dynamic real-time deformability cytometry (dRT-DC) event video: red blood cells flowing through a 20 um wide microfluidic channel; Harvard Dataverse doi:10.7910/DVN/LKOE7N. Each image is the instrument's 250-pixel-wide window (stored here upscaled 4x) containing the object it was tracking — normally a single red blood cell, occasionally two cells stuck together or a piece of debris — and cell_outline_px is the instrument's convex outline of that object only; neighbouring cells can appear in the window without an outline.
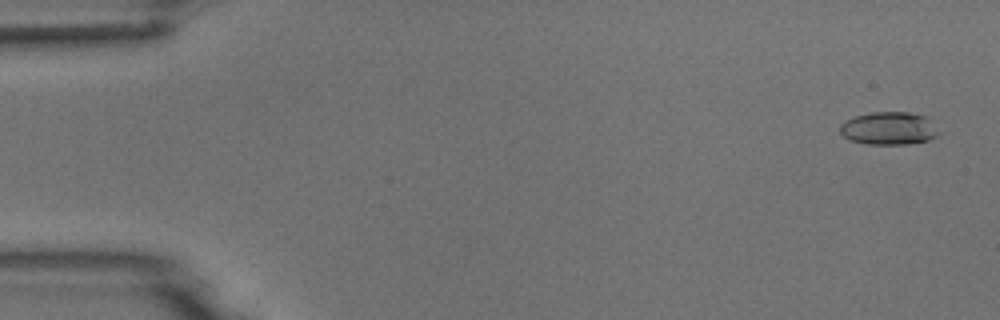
{"species": "common noctule bat (a hibernating species)", "species_latin": "Nyctalus noctula", "temperature_condition": "room temperature", "stored_images_in_passage": 4, "camera_frame_rate_fps": 3000, "um_per_image_px": 0.085, "animal": {"sex": "male", "body_mass_g": 18.8}, "frame": {"image": 1, "passage_image": 1, "time_ms": 0.0, "image_size_px": [1000, 320], "cell_outline_px": [[940, 136], [928, 140], [904, 144], [868, 144], [852, 140], [844, 136], [840, 132], [840, 124], [844, 120], [856, 116], [872, 112], [908, 112], [928, 116], [940, 132]], "centroid_in_image_um": [75.6, 10.9], "position_along_channel_um": 9.4, "area_um2": 19.02}}
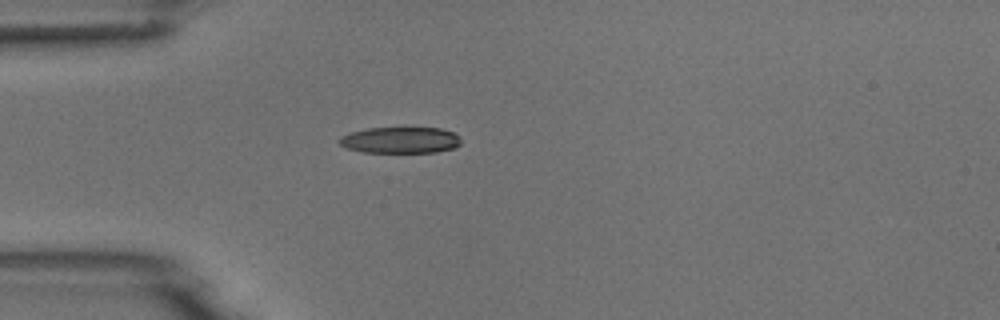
{"frame": {"image": 2, "passage_image": 4, "time_ms": 4.333, "image_size_px": [1000, 320], "cell_outline_px": [[460, 144], [456, 148], [436, 152], [364, 152], [348, 148], [340, 144], [340, 136], [352, 132], [368, 128], [404, 124], [440, 128], [452, 132], [460, 136]], "centroid_in_image_um": [34.09, 11.85], "position_along_channel_um": 50.9, "area_um2": 19.54}}